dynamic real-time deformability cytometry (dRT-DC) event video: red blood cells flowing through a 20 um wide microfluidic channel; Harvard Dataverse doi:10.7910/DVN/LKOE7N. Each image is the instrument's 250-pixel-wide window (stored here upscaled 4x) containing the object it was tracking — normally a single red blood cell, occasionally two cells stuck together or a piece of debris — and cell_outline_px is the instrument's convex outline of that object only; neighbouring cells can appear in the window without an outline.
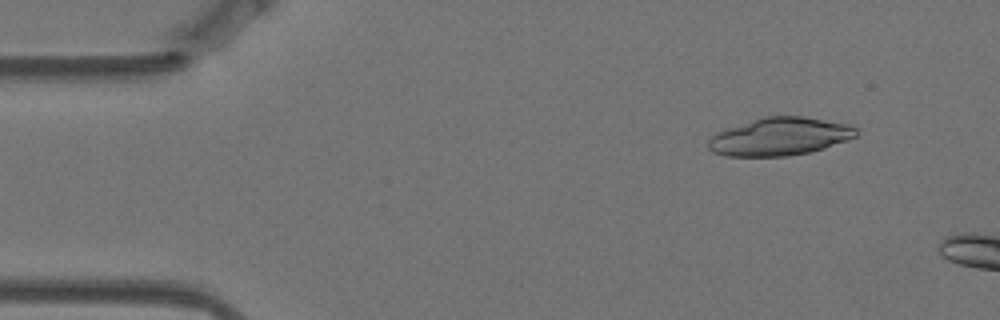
{"species": "Egyptian fruit bat (a non-hibernating species)", "species_latin": "Rousettus aegyptiacus", "temperature_condition": "warm", "stored_images_in_passage": 13, "camera_frame_rate_fps": 3000, "um_per_image_px": 0.085, "animal": {"sex": "female"}, "frame": {"image": 1, "passage_image": 6, "time_ms": 1.667, "image_size_px": [1000, 320], "cell_outline_px": [[860, 132], [856, 136], [848, 140], [824, 148], [808, 152], [788, 156], [724, 156], [712, 152], [708, 148], [708, 140], [716, 132], [764, 116], [804, 116], [848, 124], [856, 128]], "centroid_in_image_um": [66.28, 11.61], "position_along_channel_um": 18.7, "area_um2": 32.66}}